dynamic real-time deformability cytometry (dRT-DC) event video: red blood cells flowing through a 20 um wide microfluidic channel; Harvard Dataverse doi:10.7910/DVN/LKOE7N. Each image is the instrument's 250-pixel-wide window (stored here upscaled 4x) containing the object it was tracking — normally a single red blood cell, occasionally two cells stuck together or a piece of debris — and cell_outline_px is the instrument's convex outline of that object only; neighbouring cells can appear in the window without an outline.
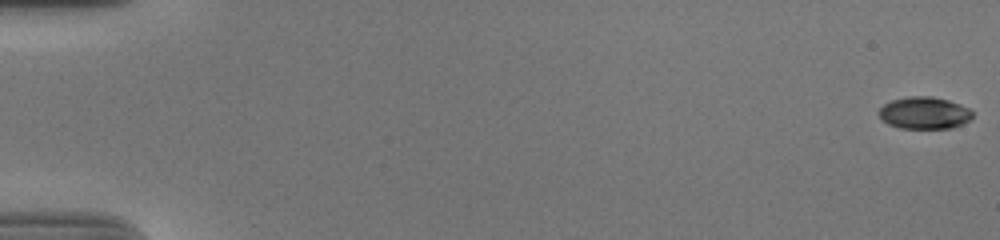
{"species": "human", "species_latin": "Homo sapiens", "temperature_condition": "cold", "stored_images_in_passage": 57, "camera_frame_rate_fps": 3000, "um_per_image_px": 0.085, "donor": {"sex": "male"}, "frame": {"image": 1, "passage_image": 1, "time_ms": 0.0, "image_size_px": [1000, 240], "cell_outline_px": [[972, 116], [964, 124], [952, 128], [900, 128], [888, 124], [880, 116], [880, 108], [884, 104], [892, 100], [912, 96], [932, 96], [948, 100], [960, 104], [968, 108], [972, 112]], "centroid_in_image_um": [78.59, 9.6], "position_along_channel_um": 6.4, "area_um2": 17.34}}
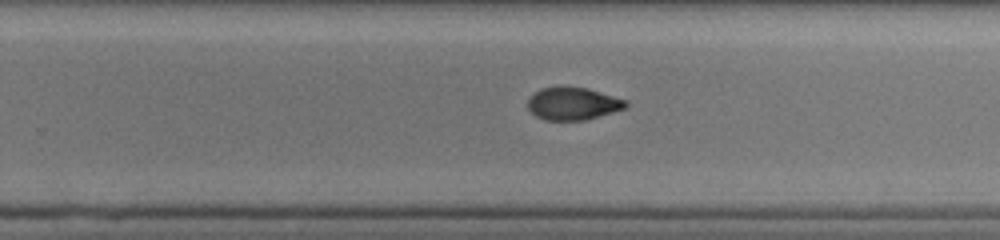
{"frame": {"image": 2, "passage_image": 38, "time_ms": 12.333, "image_size_px": [1000, 240], "cell_outline_px": [[628, 104], [624, 108], [612, 112], [584, 120], [544, 120], [536, 116], [528, 108], [528, 100], [540, 88], [588, 88], [628, 100]], "centroid_in_image_um": [48.72, 8.82], "position_along_channel_um": 281.1, "area_um2": 18.21}}
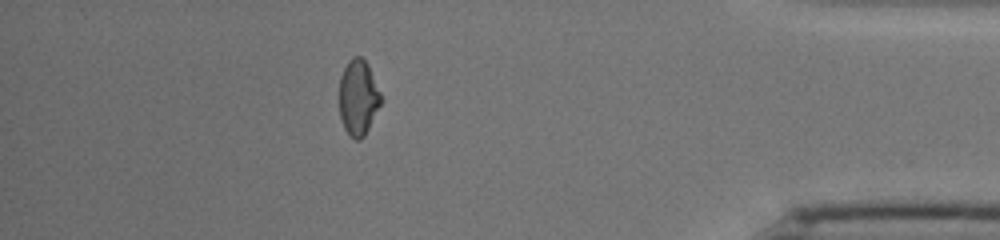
{"frame": {"image": 3, "passage_image": 51, "time_ms": 16.667, "image_size_px": [1000, 240], "cell_outline_px": [[380, 104], [364, 136], [360, 140], [356, 140], [344, 128], [340, 116], [340, 76], [348, 60], [352, 56], [360, 56], [368, 64], [380, 92]], "centroid_in_image_um": [30.43, 8.25], "position_along_channel_um": 404.8, "area_um2": 17.98}}